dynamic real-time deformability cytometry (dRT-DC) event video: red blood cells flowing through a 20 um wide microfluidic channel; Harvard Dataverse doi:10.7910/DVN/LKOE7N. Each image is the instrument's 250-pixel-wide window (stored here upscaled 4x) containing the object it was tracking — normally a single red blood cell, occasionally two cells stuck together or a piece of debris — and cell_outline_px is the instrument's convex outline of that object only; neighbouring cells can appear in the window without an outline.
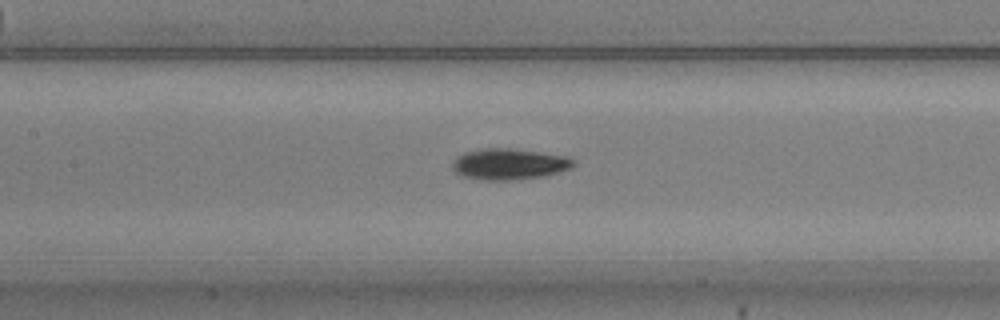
{"species": "common noctule bat (a hibernating species)", "species_latin": "Nyctalus noctula", "temperature_condition": "warm", "stored_images_in_passage": 39, "camera_frame_rate_fps": 3000, "um_per_image_px": 0.085, "animal": {"sex": "male", "body_mass_g": 20.5, "forearm_length_mm": 52.5}, "frame": {"image": 1, "passage_image": 10, "time_ms": 3.0, "image_size_px": [1000, 320], "cell_outline_px": [[576, 164], [572, 168], [544, 176], [512, 180], [480, 180], [460, 176], [452, 168], [452, 164], [456, 156], [464, 152], [484, 148], [508, 148], [540, 152], [568, 156], [576, 160]], "centroid_in_image_um": [43.28, 13.95], "position_along_channel_um": 164.1, "area_um2": 22.2}}
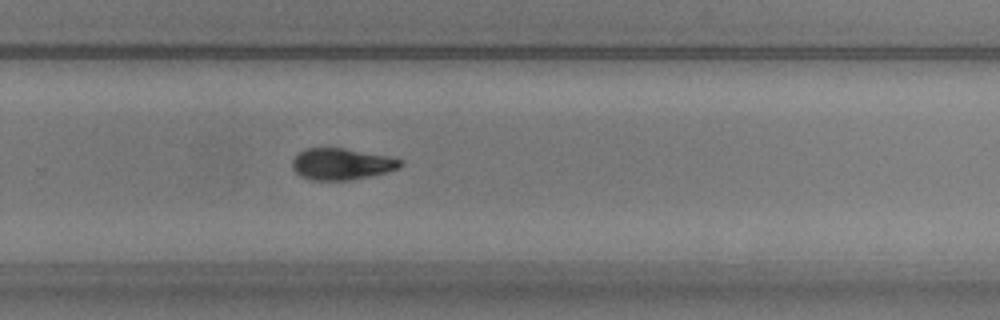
{"frame": {"image": 2, "passage_image": 21, "time_ms": 6.667, "image_size_px": [1000, 320], "cell_outline_px": [[404, 164], [400, 168], [388, 172], [372, 176], [352, 180], [312, 180], [300, 176], [292, 168], [292, 160], [296, 152], [308, 148], [344, 148], [404, 160]], "centroid_in_image_um": [29.02, 13.95], "position_along_channel_um": 300.8, "area_um2": 20.0}}
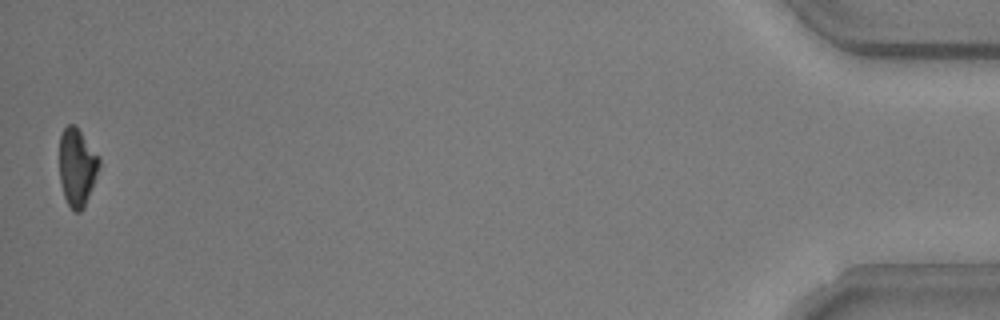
{"frame": {"image": 3, "passage_image": 39, "time_ms": 12.667, "image_size_px": [1000, 320], "cell_outline_px": [[100, 164], [84, 208], [80, 212], [76, 212], [68, 204], [64, 196], [60, 180], [60, 136], [64, 128], [68, 124], [72, 124], [80, 132], [100, 156]], "centroid_in_image_um": [6.55, 14.21], "position_along_channel_um": 428.7, "area_um2": 17.69}, "authors_computed_cell_mechanics": {"area_um2": 19.8832, "velocity_mm_per_s": 3.7421, "shape_relaxation_time_tau1_ms": 2.0728, "shape_relaxation_time_tau2_ms": 8.6008, "deformation_change_tau1": 0.1338, "deformation_change_tau2": 0.1695}}